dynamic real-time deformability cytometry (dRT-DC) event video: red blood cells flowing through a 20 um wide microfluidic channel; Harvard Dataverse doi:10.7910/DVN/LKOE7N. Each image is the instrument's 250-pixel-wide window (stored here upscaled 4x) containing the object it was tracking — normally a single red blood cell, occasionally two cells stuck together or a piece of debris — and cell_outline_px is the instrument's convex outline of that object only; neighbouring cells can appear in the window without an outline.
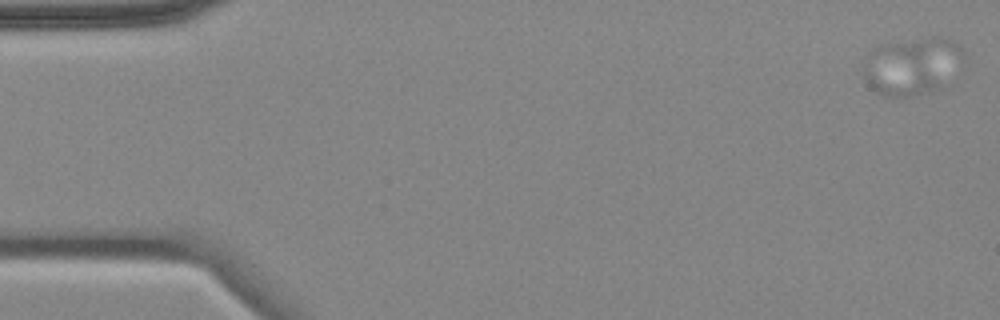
{"species": "common noctule bat (a hibernating species)", "species_latin": "Nyctalus noctula", "temperature_condition": "cold", "stored_images_in_passage": 4, "camera_frame_rate_fps": 3000, "um_per_image_px": 0.085, "animal": {"sex": "female", "body_mass_g": 18.4}, "frame": {"image": 1, "passage_image": 1, "time_ms": 0.0, "image_size_px": [1000, 320], "cell_outline_px": [[964, 52], [936, 88], [908, 96], [880, 96], [868, 84], [864, 76], [864, 68], [872, 48], [884, 44], [932, 36], [940, 36], [956, 40], [964, 48]], "centroid_in_image_um": [77.45, 5.55], "position_along_channel_um": 7.6, "area_um2": 32.08}}
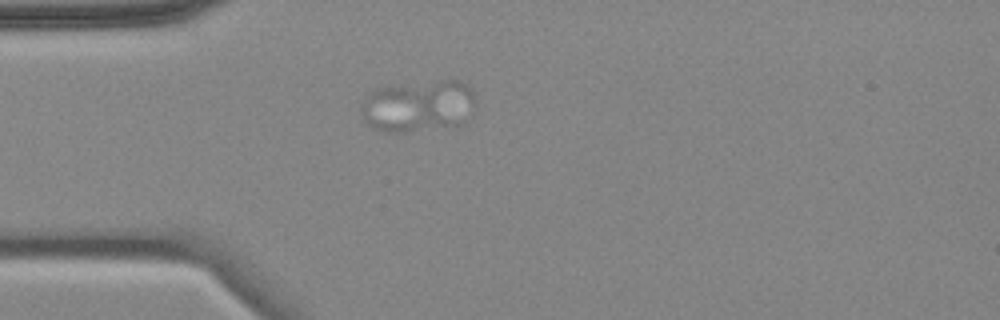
{"frame": {"image": 2, "passage_image": 4, "time_ms": 4.667, "image_size_px": [1000, 320], "cell_outline_px": [[476, 104], [464, 124], [404, 132], [384, 132], [372, 128], [360, 116], [360, 104], [372, 92], [380, 88], [444, 80], [460, 80], [472, 88], [476, 100]], "centroid_in_image_um": [35.59, 9.03], "position_along_channel_um": 49.4, "area_um2": 34.51}}